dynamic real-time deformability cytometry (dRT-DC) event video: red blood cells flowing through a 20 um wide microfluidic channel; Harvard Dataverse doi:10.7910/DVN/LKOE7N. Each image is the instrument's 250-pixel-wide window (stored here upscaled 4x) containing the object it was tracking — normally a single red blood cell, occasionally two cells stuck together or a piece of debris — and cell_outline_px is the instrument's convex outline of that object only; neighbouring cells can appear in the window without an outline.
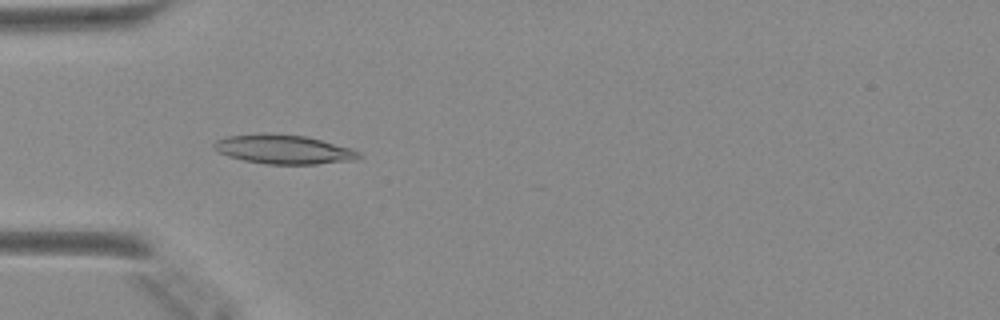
{"species": "Egyptian fruit bat (a non-hibernating species)", "species_latin": "Rousettus aegyptiacus", "temperature_condition": "warm", "stored_images_in_passage": 33, "camera_frame_rate_fps": 3000, "um_per_image_px": 0.085, "animal": {"sex": "female"}, "frame": {"image": 1, "passage_image": 15, "time_ms": 4.667, "image_size_px": [1000, 320], "cell_outline_px": [[360, 156], [356, 160], [316, 164], [264, 164], [244, 160], [228, 156], [212, 148], [212, 144], [216, 140], [228, 136], [268, 132], [308, 136], [352, 148], [360, 152]], "centroid_in_image_um": [24.11, 12.68], "position_along_channel_um": 60.9, "area_um2": 24.91}}
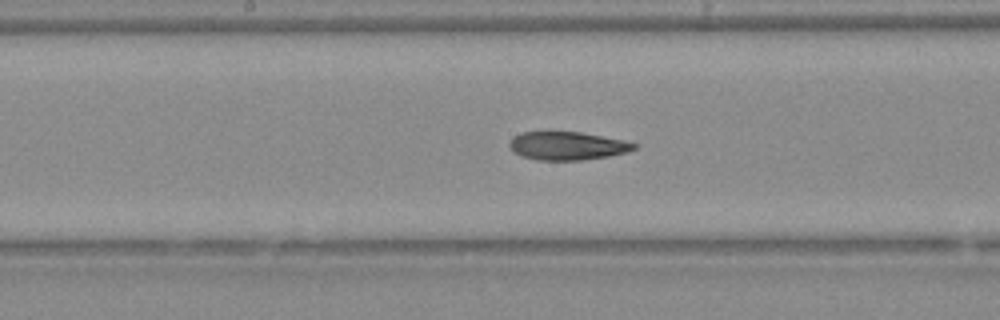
{"frame": {"image": 2, "passage_image": 25, "time_ms": 8.0, "image_size_px": [1000, 320], "cell_outline_px": [[636, 148], [628, 152], [608, 156], [584, 160], [540, 160], [524, 156], [516, 152], [508, 144], [512, 136], [520, 132], [548, 128], [580, 132], [620, 140], [636, 144]], "centroid_in_image_um": [48.14, 12.34], "position_along_channel_um": 200.1, "area_um2": 21.04}}
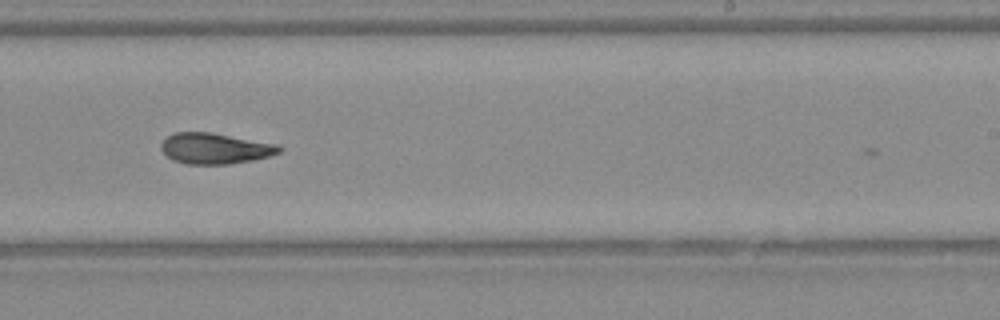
{"frame": {"image": 3, "passage_image": 30, "time_ms": 9.667, "image_size_px": [1000, 320], "cell_outline_px": [[284, 148], [280, 152], [272, 156], [252, 160], [228, 164], [184, 164], [172, 160], [160, 148], [160, 144], [172, 132], [212, 132], [280, 144]], "centroid_in_image_um": [18.32, 12.61], "position_along_channel_um": 270.7, "area_um2": 21.56}}